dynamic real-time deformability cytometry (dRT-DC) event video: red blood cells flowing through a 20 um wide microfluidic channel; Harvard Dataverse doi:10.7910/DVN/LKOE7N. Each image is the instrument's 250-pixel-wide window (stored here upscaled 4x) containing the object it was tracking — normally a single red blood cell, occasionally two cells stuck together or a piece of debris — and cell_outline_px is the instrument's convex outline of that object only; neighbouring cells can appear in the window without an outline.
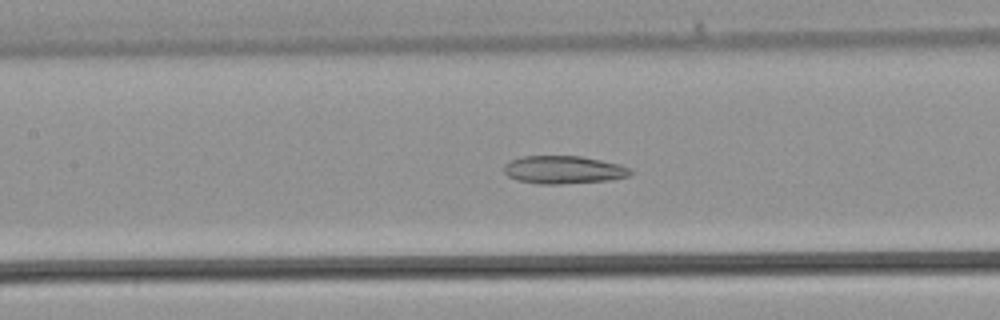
{"species": "common noctule bat (a hibernating species)", "species_latin": "Nyctalus noctula", "temperature_condition": "warm", "stored_images_in_passage": 25, "camera_frame_rate_fps": 3000, "um_per_image_px": 0.085, "animal": {"sex": "male", "body_mass_g": 21.5, "forearm_length_mm": 52.0}, "frame": {"image": 1, "passage_image": 7, "time_ms": 2.0, "image_size_px": [1000, 320], "cell_outline_px": [[632, 172], [628, 176], [612, 180], [560, 184], [540, 184], [516, 180], [508, 176], [504, 172], [504, 164], [512, 160], [524, 156], [580, 156], [620, 164], [628, 168]], "centroid_in_image_um": [47.89, 14.44], "position_along_channel_um": 159.5, "area_um2": 20.52}}
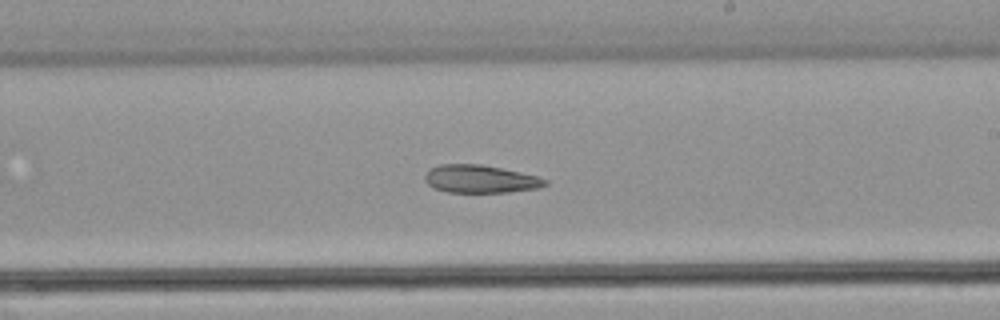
{"frame": {"image": 2, "passage_image": 12, "time_ms": 3.667, "image_size_px": [1000, 320], "cell_outline_px": [[548, 184], [540, 188], [508, 192], [448, 192], [432, 188], [424, 180], [424, 176], [432, 168], [440, 164], [480, 164], [520, 172], [536, 176], [548, 180]], "centroid_in_image_um": [40.83, 15.22], "position_along_channel_um": 248.2, "area_um2": 19.48}}
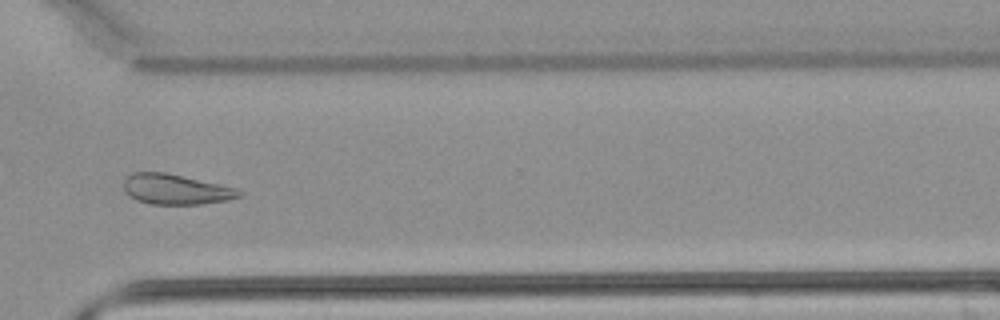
{"frame": {"image": 3, "passage_image": 18, "time_ms": 5.667, "image_size_px": [1000, 320], "cell_outline_px": [[244, 192], [240, 196], [228, 200], [200, 204], [152, 204], [136, 200], [128, 196], [124, 192], [124, 180], [132, 172], [164, 172], [184, 176], [236, 188]], "centroid_in_image_um": [14.92, 16.09], "position_along_channel_um": 355.7, "area_um2": 20.35}}